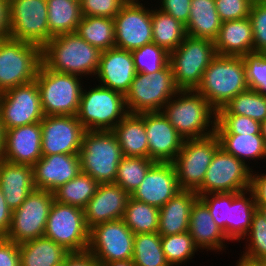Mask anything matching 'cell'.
Masks as SVG:
<instances>
[{"label": "cell", "mask_w": 266, "mask_h": 266, "mask_svg": "<svg viewBox=\"0 0 266 266\" xmlns=\"http://www.w3.org/2000/svg\"><path fill=\"white\" fill-rule=\"evenodd\" d=\"M136 73L152 74L169 63V53L155 43L131 51Z\"/></svg>", "instance_id": "obj_43"}, {"label": "cell", "mask_w": 266, "mask_h": 266, "mask_svg": "<svg viewBox=\"0 0 266 266\" xmlns=\"http://www.w3.org/2000/svg\"><path fill=\"white\" fill-rule=\"evenodd\" d=\"M0 266H20L19 244L0 237Z\"/></svg>", "instance_id": "obj_52"}, {"label": "cell", "mask_w": 266, "mask_h": 266, "mask_svg": "<svg viewBox=\"0 0 266 266\" xmlns=\"http://www.w3.org/2000/svg\"><path fill=\"white\" fill-rule=\"evenodd\" d=\"M141 1H127L113 18L115 47L132 51L153 42L151 10Z\"/></svg>", "instance_id": "obj_17"}, {"label": "cell", "mask_w": 266, "mask_h": 266, "mask_svg": "<svg viewBox=\"0 0 266 266\" xmlns=\"http://www.w3.org/2000/svg\"><path fill=\"white\" fill-rule=\"evenodd\" d=\"M122 219L134 234L155 233L158 230L159 209L129 197Z\"/></svg>", "instance_id": "obj_39"}, {"label": "cell", "mask_w": 266, "mask_h": 266, "mask_svg": "<svg viewBox=\"0 0 266 266\" xmlns=\"http://www.w3.org/2000/svg\"><path fill=\"white\" fill-rule=\"evenodd\" d=\"M220 147L249 166L247 161L266 159V146L261 134H216ZM247 160V161H246Z\"/></svg>", "instance_id": "obj_35"}, {"label": "cell", "mask_w": 266, "mask_h": 266, "mask_svg": "<svg viewBox=\"0 0 266 266\" xmlns=\"http://www.w3.org/2000/svg\"><path fill=\"white\" fill-rule=\"evenodd\" d=\"M162 250L170 266H179L191 260L195 252L199 251L195 246L190 233L161 236Z\"/></svg>", "instance_id": "obj_42"}, {"label": "cell", "mask_w": 266, "mask_h": 266, "mask_svg": "<svg viewBox=\"0 0 266 266\" xmlns=\"http://www.w3.org/2000/svg\"><path fill=\"white\" fill-rule=\"evenodd\" d=\"M98 185L99 183L90 175L81 171L76 177L53 192L54 200L84 209L88 201L95 195Z\"/></svg>", "instance_id": "obj_37"}, {"label": "cell", "mask_w": 266, "mask_h": 266, "mask_svg": "<svg viewBox=\"0 0 266 266\" xmlns=\"http://www.w3.org/2000/svg\"><path fill=\"white\" fill-rule=\"evenodd\" d=\"M217 114H238L261 123L266 119V97L247 89L220 108Z\"/></svg>", "instance_id": "obj_40"}, {"label": "cell", "mask_w": 266, "mask_h": 266, "mask_svg": "<svg viewBox=\"0 0 266 266\" xmlns=\"http://www.w3.org/2000/svg\"><path fill=\"white\" fill-rule=\"evenodd\" d=\"M249 19L253 31L255 53H266V2H253Z\"/></svg>", "instance_id": "obj_48"}, {"label": "cell", "mask_w": 266, "mask_h": 266, "mask_svg": "<svg viewBox=\"0 0 266 266\" xmlns=\"http://www.w3.org/2000/svg\"><path fill=\"white\" fill-rule=\"evenodd\" d=\"M221 23L215 0H191L189 21L185 25L188 36L214 41Z\"/></svg>", "instance_id": "obj_31"}, {"label": "cell", "mask_w": 266, "mask_h": 266, "mask_svg": "<svg viewBox=\"0 0 266 266\" xmlns=\"http://www.w3.org/2000/svg\"><path fill=\"white\" fill-rule=\"evenodd\" d=\"M89 231L84 209L53 201L46 222L45 237L70 253L83 252L88 250Z\"/></svg>", "instance_id": "obj_10"}, {"label": "cell", "mask_w": 266, "mask_h": 266, "mask_svg": "<svg viewBox=\"0 0 266 266\" xmlns=\"http://www.w3.org/2000/svg\"><path fill=\"white\" fill-rule=\"evenodd\" d=\"M214 41L186 36L183 42L169 53V63L179 90H196L203 73L216 56Z\"/></svg>", "instance_id": "obj_7"}, {"label": "cell", "mask_w": 266, "mask_h": 266, "mask_svg": "<svg viewBox=\"0 0 266 266\" xmlns=\"http://www.w3.org/2000/svg\"><path fill=\"white\" fill-rule=\"evenodd\" d=\"M160 112L184 140L215 133L217 111L196 90H179Z\"/></svg>", "instance_id": "obj_1"}, {"label": "cell", "mask_w": 266, "mask_h": 266, "mask_svg": "<svg viewBox=\"0 0 266 266\" xmlns=\"http://www.w3.org/2000/svg\"><path fill=\"white\" fill-rule=\"evenodd\" d=\"M12 211L8 208L0 186V237H6L11 225Z\"/></svg>", "instance_id": "obj_55"}, {"label": "cell", "mask_w": 266, "mask_h": 266, "mask_svg": "<svg viewBox=\"0 0 266 266\" xmlns=\"http://www.w3.org/2000/svg\"><path fill=\"white\" fill-rule=\"evenodd\" d=\"M130 195L116 183H101L84 208L85 222L92 227L122 219Z\"/></svg>", "instance_id": "obj_22"}, {"label": "cell", "mask_w": 266, "mask_h": 266, "mask_svg": "<svg viewBox=\"0 0 266 266\" xmlns=\"http://www.w3.org/2000/svg\"><path fill=\"white\" fill-rule=\"evenodd\" d=\"M69 253L45 236L19 244L20 266H57Z\"/></svg>", "instance_id": "obj_30"}, {"label": "cell", "mask_w": 266, "mask_h": 266, "mask_svg": "<svg viewBox=\"0 0 266 266\" xmlns=\"http://www.w3.org/2000/svg\"><path fill=\"white\" fill-rule=\"evenodd\" d=\"M9 38L42 48L53 36L48 27L46 0H8Z\"/></svg>", "instance_id": "obj_12"}, {"label": "cell", "mask_w": 266, "mask_h": 266, "mask_svg": "<svg viewBox=\"0 0 266 266\" xmlns=\"http://www.w3.org/2000/svg\"><path fill=\"white\" fill-rule=\"evenodd\" d=\"M48 8V27L55 37L76 32L82 18L80 0H46Z\"/></svg>", "instance_id": "obj_33"}, {"label": "cell", "mask_w": 266, "mask_h": 266, "mask_svg": "<svg viewBox=\"0 0 266 266\" xmlns=\"http://www.w3.org/2000/svg\"><path fill=\"white\" fill-rule=\"evenodd\" d=\"M41 62L39 46L11 38L0 40V94L35 81Z\"/></svg>", "instance_id": "obj_8"}, {"label": "cell", "mask_w": 266, "mask_h": 266, "mask_svg": "<svg viewBox=\"0 0 266 266\" xmlns=\"http://www.w3.org/2000/svg\"><path fill=\"white\" fill-rule=\"evenodd\" d=\"M0 116L5 131L41 122L45 115L36 81L1 93Z\"/></svg>", "instance_id": "obj_16"}, {"label": "cell", "mask_w": 266, "mask_h": 266, "mask_svg": "<svg viewBox=\"0 0 266 266\" xmlns=\"http://www.w3.org/2000/svg\"><path fill=\"white\" fill-rule=\"evenodd\" d=\"M153 43L168 53L175 50L186 38L185 25L161 9H151Z\"/></svg>", "instance_id": "obj_34"}, {"label": "cell", "mask_w": 266, "mask_h": 266, "mask_svg": "<svg viewBox=\"0 0 266 266\" xmlns=\"http://www.w3.org/2000/svg\"><path fill=\"white\" fill-rule=\"evenodd\" d=\"M252 3L251 0H215L221 22L249 17Z\"/></svg>", "instance_id": "obj_50"}, {"label": "cell", "mask_w": 266, "mask_h": 266, "mask_svg": "<svg viewBox=\"0 0 266 266\" xmlns=\"http://www.w3.org/2000/svg\"><path fill=\"white\" fill-rule=\"evenodd\" d=\"M132 260L135 266H170L158 232L135 234Z\"/></svg>", "instance_id": "obj_38"}, {"label": "cell", "mask_w": 266, "mask_h": 266, "mask_svg": "<svg viewBox=\"0 0 266 266\" xmlns=\"http://www.w3.org/2000/svg\"><path fill=\"white\" fill-rule=\"evenodd\" d=\"M215 134H261L260 122L238 114H217Z\"/></svg>", "instance_id": "obj_46"}, {"label": "cell", "mask_w": 266, "mask_h": 266, "mask_svg": "<svg viewBox=\"0 0 266 266\" xmlns=\"http://www.w3.org/2000/svg\"><path fill=\"white\" fill-rule=\"evenodd\" d=\"M244 239H247L245 248L247 250L243 251L242 256L250 260L266 262V219L257 209L254 212L250 230Z\"/></svg>", "instance_id": "obj_44"}, {"label": "cell", "mask_w": 266, "mask_h": 266, "mask_svg": "<svg viewBox=\"0 0 266 266\" xmlns=\"http://www.w3.org/2000/svg\"><path fill=\"white\" fill-rule=\"evenodd\" d=\"M260 133L266 146V119L260 123Z\"/></svg>", "instance_id": "obj_60"}, {"label": "cell", "mask_w": 266, "mask_h": 266, "mask_svg": "<svg viewBox=\"0 0 266 266\" xmlns=\"http://www.w3.org/2000/svg\"><path fill=\"white\" fill-rule=\"evenodd\" d=\"M9 38V4L0 0V40Z\"/></svg>", "instance_id": "obj_56"}, {"label": "cell", "mask_w": 266, "mask_h": 266, "mask_svg": "<svg viewBox=\"0 0 266 266\" xmlns=\"http://www.w3.org/2000/svg\"><path fill=\"white\" fill-rule=\"evenodd\" d=\"M217 55L244 56L254 52L253 31L249 17L221 23L214 40Z\"/></svg>", "instance_id": "obj_28"}, {"label": "cell", "mask_w": 266, "mask_h": 266, "mask_svg": "<svg viewBox=\"0 0 266 266\" xmlns=\"http://www.w3.org/2000/svg\"><path fill=\"white\" fill-rule=\"evenodd\" d=\"M128 0H80L82 16L114 18Z\"/></svg>", "instance_id": "obj_49"}, {"label": "cell", "mask_w": 266, "mask_h": 266, "mask_svg": "<svg viewBox=\"0 0 266 266\" xmlns=\"http://www.w3.org/2000/svg\"><path fill=\"white\" fill-rule=\"evenodd\" d=\"M149 158L155 162L172 163L184 139L161 112H144Z\"/></svg>", "instance_id": "obj_19"}, {"label": "cell", "mask_w": 266, "mask_h": 266, "mask_svg": "<svg viewBox=\"0 0 266 266\" xmlns=\"http://www.w3.org/2000/svg\"><path fill=\"white\" fill-rule=\"evenodd\" d=\"M159 9L173 16L184 25L189 21L191 0H158Z\"/></svg>", "instance_id": "obj_51"}, {"label": "cell", "mask_w": 266, "mask_h": 266, "mask_svg": "<svg viewBox=\"0 0 266 266\" xmlns=\"http://www.w3.org/2000/svg\"><path fill=\"white\" fill-rule=\"evenodd\" d=\"M134 236L123 219L107 221L90 229L88 251L99 266L112 261L132 260Z\"/></svg>", "instance_id": "obj_15"}, {"label": "cell", "mask_w": 266, "mask_h": 266, "mask_svg": "<svg viewBox=\"0 0 266 266\" xmlns=\"http://www.w3.org/2000/svg\"><path fill=\"white\" fill-rule=\"evenodd\" d=\"M247 89L242 57L216 55L204 71L196 91L218 111Z\"/></svg>", "instance_id": "obj_3"}, {"label": "cell", "mask_w": 266, "mask_h": 266, "mask_svg": "<svg viewBox=\"0 0 266 266\" xmlns=\"http://www.w3.org/2000/svg\"><path fill=\"white\" fill-rule=\"evenodd\" d=\"M128 114L125 96L99 85L82 88L76 117L86 131H112Z\"/></svg>", "instance_id": "obj_5"}, {"label": "cell", "mask_w": 266, "mask_h": 266, "mask_svg": "<svg viewBox=\"0 0 266 266\" xmlns=\"http://www.w3.org/2000/svg\"><path fill=\"white\" fill-rule=\"evenodd\" d=\"M251 172L249 190L253 193L256 206L266 205V173Z\"/></svg>", "instance_id": "obj_53"}, {"label": "cell", "mask_w": 266, "mask_h": 266, "mask_svg": "<svg viewBox=\"0 0 266 266\" xmlns=\"http://www.w3.org/2000/svg\"><path fill=\"white\" fill-rule=\"evenodd\" d=\"M252 2H266V0H251Z\"/></svg>", "instance_id": "obj_62"}, {"label": "cell", "mask_w": 266, "mask_h": 266, "mask_svg": "<svg viewBox=\"0 0 266 266\" xmlns=\"http://www.w3.org/2000/svg\"><path fill=\"white\" fill-rule=\"evenodd\" d=\"M237 192L211 193L199 196V200L208 208L216 224L226 236V220H228V206H231Z\"/></svg>", "instance_id": "obj_47"}, {"label": "cell", "mask_w": 266, "mask_h": 266, "mask_svg": "<svg viewBox=\"0 0 266 266\" xmlns=\"http://www.w3.org/2000/svg\"><path fill=\"white\" fill-rule=\"evenodd\" d=\"M188 232L199 250L222 252L226 248L225 240L229 241L199 199L192 207Z\"/></svg>", "instance_id": "obj_27"}, {"label": "cell", "mask_w": 266, "mask_h": 266, "mask_svg": "<svg viewBox=\"0 0 266 266\" xmlns=\"http://www.w3.org/2000/svg\"><path fill=\"white\" fill-rule=\"evenodd\" d=\"M199 199L195 191L180 190L159 209L157 232L161 236L185 233L194 203Z\"/></svg>", "instance_id": "obj_26"}, {"label": "cell", "mask_w": 266, "mask_h": 266, "mask_svg": "<svg viewBox=\"0 0 266 266\" xmlns=\"http://www.w3.org/2000/svg\"><path fill=\"white\" fill-rule=\"evenodd\" d=\"M0 186L8 208L15 211L35 190L33 167L0 161Z\"/></svg>", "instance_id": "obj_25"}, {"label": "cell", "mask_w": 266, "mask_h": 266, "mask_svg": "<svg viewBox=\"0 0 266 266\" xmlns=\"http://www.w3.org/2000/svg\"><path fill=\"white\" fill-rule=\"evenodd\" d=\"M64 266H99V263L87 250L69 253L64 260Z\"/></svg>", "instance_id": "obj_54"}, {"label": "cell", "mask_w": 266, "mask_h": 266, "mask_svg": "<svg viewBox=\"0 0 266 266\" xmlns=\"http://www.w3.org/2000/svg\"><path fill=\"white\" fill-rule=\"evenodd\" d=\"M102 51L91 46L77 32L53 37L41 48L42 63L50 70L75 74L81 77L95 76Z\"/></svg>", "instance_id": "obj_2"}, {"label": "cell", "mask_w": 266, "mask_h": 266, "mask_svg": "<svg viewBox=\"0 0 266 266\" xmlns=\"http://www.w3.org/2000/svg\"><path fill=\"white\" fill-rule=\"evenodd\" d=\"M180 190L173 163L156 162L130 197L160 209Z\"/></svg>", "instance_id": "obj_20"}, {"label": "cell", "mask_w": 266, "mask_h": 266, "mask_svg": "<svg viewBox=\"0 0 266 266\" xmlns=\"http://www.w3.org/2000/svg\"><path fill=\"white\" fill-rule=\"evenodd\" d=\"M135 75L136 70L131 51L117 47L102 51L95 74L101 86L125 96L130 90Z\"/></svg>", "instance_id": "obj_21"}, {"label": "cell", "mask_w": 266, "mask_h": 266, "mask_svg": "<svg viewBox=\"0 0 266 266\" xmlns=\"http://www.w3.org/2000/svg\"><path fill=\"white\" fill-rule=\"evenodd\" d=\"M82 77L48 69L42 62L36 74L45 116H76L82 92Z\"/></svg>", "instance_id": "obj_4"}, {"label": "cell", "mask_w": 266, "mask_h": 266, "mask_svg": "<svg viewBox=\"0 0 266 266\" xmlns=\"http://www.w3.org/2000/svg\"><path fill=\"white\" fill-rule=\"evenodd\" d=\"M257 210L263 214V216L265 217L266 219V205L264 206H257Z\"/></svg>", "instance_id": "obj_61"}, {"label": "cell", "mask_w": 266, "mask_h": 266, "mask_svg": "<svg viewBox=\"0 0 266 266\" xmlns=\"http://www.w3.org/2000/svg\"><path fill=\"white\" fill-rule=\"evenodd\" d=\"M53 201L52 192L33 190L20 207L12 211L10 229L5 238L21 244L43 237Z\"/></svg>", "instance_id": "obj_13"}, {"label": "cell", "mask_w": 266, "mask_h": 266, "mask_svg": "<svg viewBox=\"0 0 266 266\" xmlns=\"http://www.w3.org/2000/svg\"><path fill=\"white\" fill-rule=\"evenodd\" d=\"M32 167L35 188L52 193L82 171L79 154L42 156Z\"/></svg>", "instance_id": "obj_23"}, {"label": "cell", "mask_w": 266, "mask_h": 266, "mask_svg": "<svg viewBox=\"0 0 266 266\" xmlns=\"http://www.w3.org/2000/svg\"><path fill=\"white\" fill-rule=\"evenodd\" d=\"M81 170L99 184L114 183L123 153L112 131H86L79 152Z\"/></svg>", "instance_id": "obj_6"}, {"label": "cell", "mask_w": 266, "mask_h": 266, "mask_svg": "<svg viewBox=\"0 0 266 266\" xmlns=\"http://www.w3.org/2000/svg\"><path fill=\"white\" fill-rule=\"evenodd\" d=\"M252 168L219 147L209 165L197 195L248 190Z\"/></svg>", "instance_id": "obj_14"}, {"label": "cell", "mask_w": 266, "mask_h": 266, "mask_svg": "<svg viewBox=\"0 0 266 266\" xmlns=\"http://www.w3.org/2000/svg\"><path fill=\"white\" fill-rule=\"evenodd\" d=\"M123 156L149 158L143 113H128L112 130Z\"/></svg>", "instance_id": "obj_29"}, {"label": "cell", "mask_w": 266, "mask_h": 266, "mask_svg": "<svg viewBox=\"0 0 266 266\" xmlns=\"http://www.w3.org/2000/svg\"><path fill=\"white\" fill-rule=\"evenodd\" d=\"M178 91L170 63L150 75L136 73L130 90L125 95L127 111L128 113L160 112Z\"/></svg>", "instance_id": "obj_9"}, {"label": "cell", "mask_w": 266, "mask_h": 266, "mask_svg": "<svg viewBox=\"0 0 266 266\" xmlns=\"http://www.w3.org/2000/svg\"><path fill=\"white\" fill-rule=\"evenodd\" d=\"M155 163L150 158L124 156L118 164L114 183L131 195L140 186L145 175Z\"/></svg>", "instance_id": "obj_41"}, {"label": "cell", "mask_w": 266, "mask_h": 266, "mask_svg": "<svg viewBox=\"0 0 266 266\" xmlns=\"http://www.w3.org/2000/svg\"><path fill=\"white\" fill-rule=\"evenodd\" d=\"M248 89L266 97V53H250L242 56Z\"/></svg>", "instance_id": "obj_45"}, {"label": "cell", "mask_w": 266, "mask_h": 266, "mask_svg": "<svg viewBox=\"0 0 266 266\" xmlns=\"http://www.w3.org/2000/svg\"><path fill=\"white\" fill-rule=\"evenodd\" d=\"M219 147L215 133L203 138L184 140L180 152L172 162L180 189L196 192L202 186L206 171Z\"/></svg>", "instance_id": "obj_11"}, {"label": "cell", "mask_w": 266, "mask_h": 266, "mask_svg": "<svg viewBox=\"0 0 266 266\" xmlns=\"http://www.w3.org/2000/svg\"><path fill=\"white\" fill-rule=\"evenodd\" d=\"M77 34L101 51L115 47L114 20L100 16H82Z\"/></svg>", "instance_id": "obj_36"}, {"label": "cell", "mask_w": 266, "mask_h": 266, "mask_svg": "<svg viewBox=\"0 0 266 266\" xmlns=\"http://www.w3.org/2000/svg\"><path fill=\"white\" fill-rule=\"evenodd\" d=\"M256 209L253 193L249 189L239 192L233 198L231 206H228V220H226V237L229 241L240 242L245 238Z\"/></svg>", "instance_id": "obj_32"}, {"label": "cell", "mask_w": 266, "mask_h": 266, "mask_svg": "<svg viewBox=\"0 0 266 266\" xmlns=\"http://www.w3.org/2000/svg\"><path fill=\"white\" fill-rule=\"evenodd\" d=\"M41 122L5 131L3 160L33 166L41 157Z\"/></svg>", "instance_id": "obj_24"}, {"label": "cell", "mask_w": 266, "mask_h": 266, "mask_svg": "<svg viewBox=\"0 0 266 266\" xmlns=\"http://www.w3.org/2000/svg\"><path fill=\"white\" fill-rule=\"evenodd\" d=\"M4 138H5V130L0 116V161L3 160Z\"/></svg>", "instance_id": "obj_58"}, {"label": "cell", "mask_w": 266, "mask_h": 266, "mask_svg": "<svg viewBox=\"0 0 266 266\" xmlns=\"http://www.w3.org/2000/svg\"><path fill=\"white\" fill-rule=\"evenodd\" d=\"M235 264L236 266H266V262L250 260L243 256H240L239 261L237 260Z\"/></svg>", "instance_id": "obj_57"}, {"label": "cell", "mask_w": 266, "mask_h": 266, "mask_svg": "<svg viewBox=\"0 0 266 266\" xmlns=\"http://www.w3.org/2000/svg\"><path fill=\"white\" fill-rule=\"evenodd\" d=\"M42 156L79 154L85 128L76 116H44L41 121Z\"/></svg>", "instance_id": "obj_18"}, {"label": "cell", "mask_w": 266, "mask_h": 266, "mask_svg": "<svg viewBox=\"0 0 266 266\" xmlns=\"http://www.w3.org/2000/svg\"><path fill=\"white\" fill-rule=\"evenodd\" d=\"M102 266H135L133 260H119L110 263H104Z\"/></svg>", "instance_id": "obj_59"}]
</instances>
